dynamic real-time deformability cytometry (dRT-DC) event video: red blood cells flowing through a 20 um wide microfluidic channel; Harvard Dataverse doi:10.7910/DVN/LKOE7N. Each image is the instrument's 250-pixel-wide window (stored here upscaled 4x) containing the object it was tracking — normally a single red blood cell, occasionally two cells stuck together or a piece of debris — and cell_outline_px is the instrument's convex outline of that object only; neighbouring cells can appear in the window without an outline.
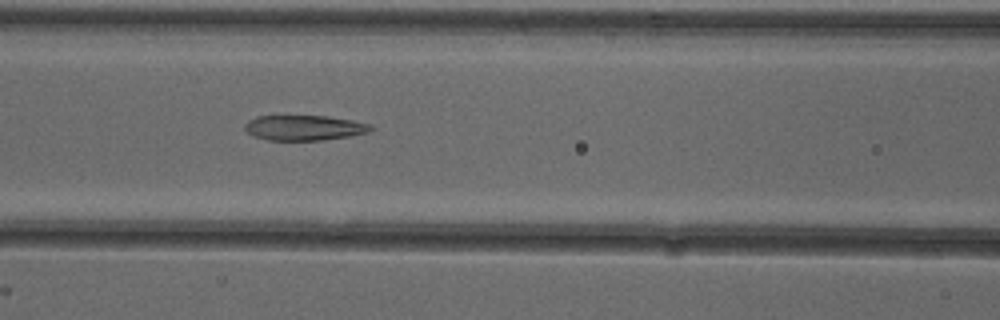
{"species": "common noctule bat (a hibernating species)", "species_latin": "Nyctalus noctula", "temperature_condition": "cold", "stored_images_in_passage": 47, "camera_frame_rate_fps": 3000, "um_per_image_px": 0.085, "animal": {"sex": "female"}, "frame": {"image": 1, "passage_image": 17, "time_ms": 5.333, "image_size_px": [1000, 320], "cell_outline_px": [[372, 128], [368, 132], [352, 136], [324, 140], [268, 140], [252, 136], [244, 128], [244, 124], [248, 120], [256, 116], [328, 116], [352, 120], [372, 124]], "centroid_in_image_um": [25.85, 10.86], "position_along_channel_um": 140.7, "area_um2": 18.61}}
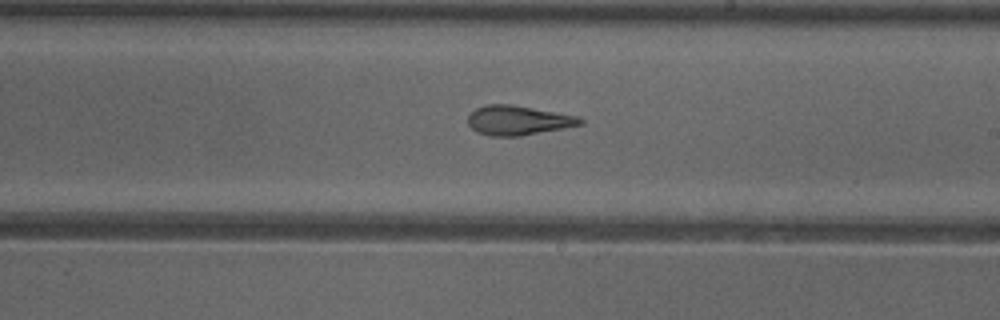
{"frame": {"image": 2, "passage_image": 25, "time_ms": 8.0, "image_size_px": [1000, 320], "cell_outline_px": [[584, 124], [564, 128], [520, 136], [492, 136], [476, 132], [468, 124], [468, 116], [476, 108], [484, 104], [512, 104], [580, 116], [584, 120]], "centroid_in_image_um": [44.06, 10.22], "position_along_channel_um": 244.9, "area_um2": 19.48}}
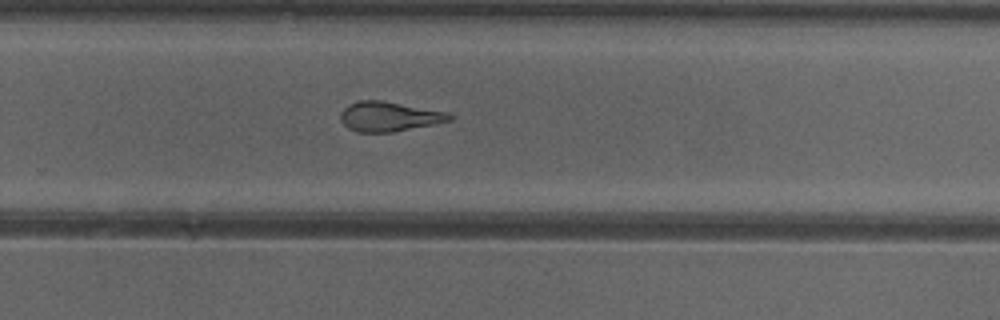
{"frame": {"image": 3, "passage_image": 29, "time_ms": 9.333, "image_size_px": [1000, 320], "cell_outline_px": [[456, 116], [452, 120], [392, 132], [356, 132], [348, 128], [340, 120], [340, 112], [348, 104], [356, 100], [384, 100], [444, 112]], "centroid_in_image_um": [33.01, 9.89], "position_along_channel_um": 296.8, "area_um2": 18.84}, "authors_computed_cell_mechanics": {"area_um2": 20.23, "velocity_mm_per_s": 3.9091, "shape_relaxation_time_tau1_ms": 8.2902, "shape_relaxation_time_tau2_ms": 2.177, "deformation_change_tau1": 0.2371, "deformation_change_tau2": 0.1277}}